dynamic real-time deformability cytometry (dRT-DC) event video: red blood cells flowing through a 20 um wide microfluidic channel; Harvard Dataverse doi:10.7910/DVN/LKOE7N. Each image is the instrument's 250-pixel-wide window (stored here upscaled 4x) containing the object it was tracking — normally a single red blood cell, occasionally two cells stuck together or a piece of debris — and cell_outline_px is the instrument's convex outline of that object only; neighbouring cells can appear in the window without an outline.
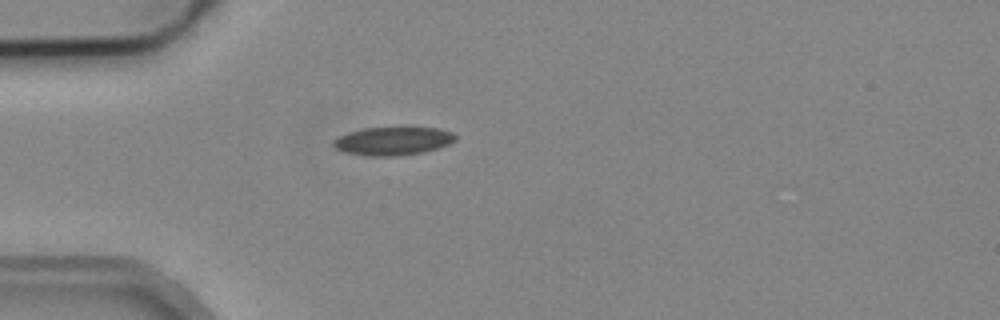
{"species": "common noctule bat (a hibernating species)", "species_latin": "Nyctalus noctula", "temperature_condition": "cold", "stored_images_in_passage": 2, "camera_frame_rate_fps": 3000, "um_per_image_px": 0.085, "animal": {"sex": "male", "body_mass_g": 19.2, "forearm_length_mm": 51.8}, "frame": {"image": 1, "passage_image": 1, "time_ms": 0.0, "image_size_px": [1000, 320], "cell_outline_px": [[456, 140], [448, 144], [424, 152], [396, 156], [368, 156], [344, 152], [336, 148], [332, 144], [332, 140], [348, 132], [364, 128], [396, 124], [408, 124], [436, 128], [452, 132], [456, 136]], "centroid_in_image_um": [33.41, 11.92], "position_along_channel_um": 51.6, "area_um2": 21.15}}